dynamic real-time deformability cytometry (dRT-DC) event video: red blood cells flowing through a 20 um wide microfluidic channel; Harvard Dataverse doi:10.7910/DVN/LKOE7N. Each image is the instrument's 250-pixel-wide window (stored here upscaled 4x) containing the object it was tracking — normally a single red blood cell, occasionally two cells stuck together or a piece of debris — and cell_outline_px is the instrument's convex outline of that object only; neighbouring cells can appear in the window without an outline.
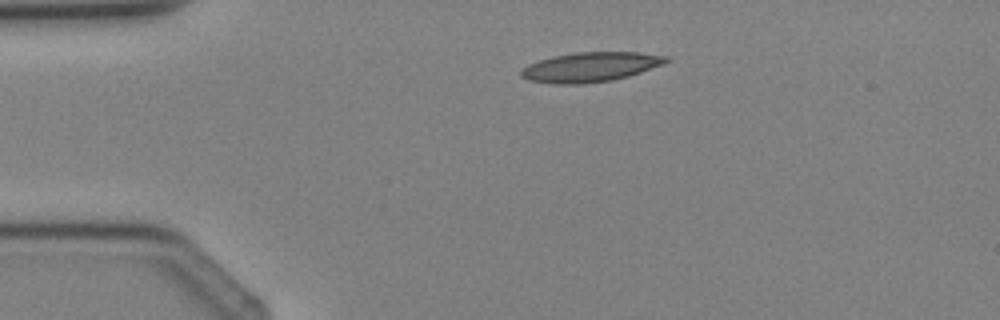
{"species": "Egyptian fruit bat (a non-hibernating species)", "species_latin": "Rousettus aegyptiacus", "temperature_condition": "cold", "stored_images_in_passage": 3, "camera_frame_rate_fps": 3000, "um_per_image_px": 0.085, "animal": {"sex": "female"}, "frame": {"image": 1, "passage_image": 2, "time_ms": 1.0, "image_size_px": [1000, 320], "cell_outline_px": [[668, 60], [664, 64], [628, 76], [612, 80], [580, 84], [552, 84], [528, 80], [520, 76], [520, 72], [528, 64], [552, 56], [576, 52], [636, 52], [668, 56]], "centroid_in_image_um": [50.16, 5.7], "position_along_channel_um": 34.8, "area_um2": 24.97}}